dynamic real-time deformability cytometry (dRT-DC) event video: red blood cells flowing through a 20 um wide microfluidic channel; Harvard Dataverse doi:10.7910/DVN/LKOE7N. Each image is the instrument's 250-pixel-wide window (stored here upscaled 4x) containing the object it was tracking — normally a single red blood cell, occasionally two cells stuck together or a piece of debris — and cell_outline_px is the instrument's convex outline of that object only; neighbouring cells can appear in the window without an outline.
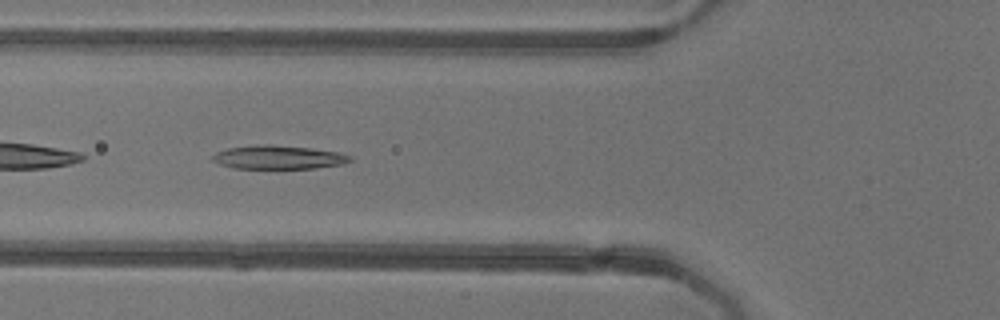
{"species": "common noctule bat (a hibernating species)", "species_latin": "Nyctalus noctula", "temperature_condition": "warm", "stored_images_in_passage": 52, "camera_frame_rate_fps": 3000, "um_per_image_px": 0.085, "animal": {"sex": "female"}, "frame": {"image": 1, "passage_image": 19, "time_ms": 6.0, "image_size_px": [1000, 320], "cell_outline_px": [[352, 160], [344, 164], [316, 168], [232, 168], [220, 164], [212, 160], [212, 156], [216, 152], [228, 148], [256, 144], [272, 144], [312, 148], [336, 152], [352, 156]], "centroid_in_image_um": [23.66, 13.36], "position_along_channel_um": 102.1, "area_um2": 19.02}}
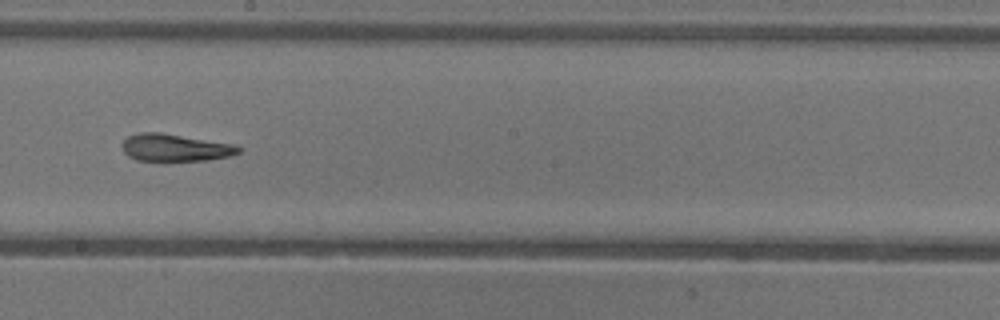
{"frame": {"image": 2, "passage_image": 29, "time_ms": 9.333, "image_size_px": [1000, 320], "cell_outline_px": [[244, 148], [240, 152], [228, 156], [208, 160], [136, 160], [128, 156], [124, 152], [120, 144], [128, 136], [140, 132], [160, 132], [236, 144]], "centroid_in_image_um": [14.9, 12.53], "position_along_channel_um": 233.3, "area_um2": 18.61}}
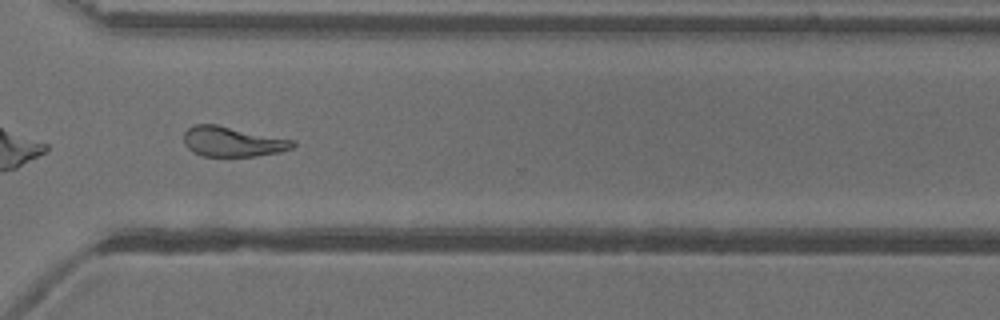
{"frame": {"image": 3, "passage_image": 38, "time_ms": 12.333, "image_size_px": [1000, 320], "cell_outline_px": [[296, 144], [292, 148], [280, 152], [256, 156], [204, 156], [192, 152], [184, 144], [184, 132], [188, 128], [196, 124], [216, 124], [296, 140]], "centroid_in_image_um": [19.78, 12.03], "position_along_channel_um": 350.8, "area_um2": 19.19}, "authors_computed_cell_mechanics": {"area_um2": 20.1144, "velocity_mm_per_s": 3.9255, "shape_relaxation_time_tau1_ms": 10.1285, "shape_relaxation_time_tau2_ms": 4.0218, "deformation_change_tau1": 0.2567, "deformation_change_tau2": 0.1388}}